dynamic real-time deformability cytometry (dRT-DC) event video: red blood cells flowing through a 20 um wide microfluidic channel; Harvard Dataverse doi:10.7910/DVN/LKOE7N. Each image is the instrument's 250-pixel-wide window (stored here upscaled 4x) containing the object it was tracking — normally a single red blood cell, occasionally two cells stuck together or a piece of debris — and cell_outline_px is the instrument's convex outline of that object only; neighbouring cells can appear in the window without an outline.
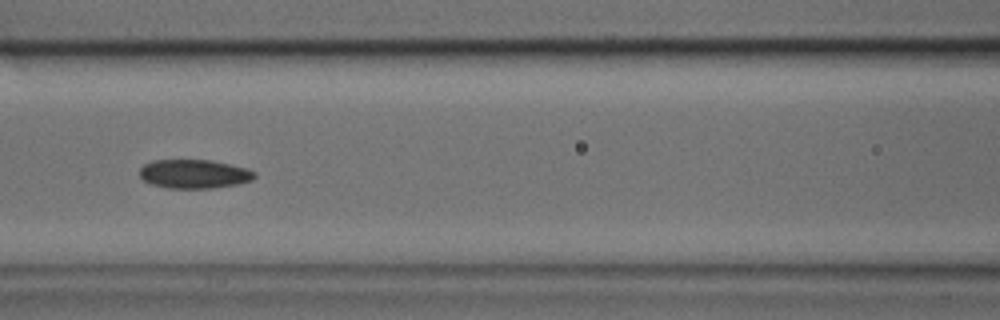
{"species": "common noctule bat (a hibernating species)", "species_latin": "Nyctalus noctula", "temperature_condition": "cold", "stored_images_in_passage": 32, "camera_frame_rate_fps": 3000, "um_per_image_px": 0.085, "animal": {"sex": "male", "body_mass_g": 17.9, "forearm_length_mm": 54.2}, "frame": {"image": 1, "passage_image": 14, "time_ms": 4.333, "image_size_px": [1000, 320], "cell_outline_px": [[256, 176], [252, 180], [240, 184], [212, 188], [168, 188], [152, 184], [144, 180], [140, 176], [140, 168], [144, 164], [152, 160], [212, 160], [232, 164], [248, 168], [256, 172]], "centroid_in_image_um": [16.55, 14.78], "position_along_channel_um": 150.1, "area_um2": 19.54}}